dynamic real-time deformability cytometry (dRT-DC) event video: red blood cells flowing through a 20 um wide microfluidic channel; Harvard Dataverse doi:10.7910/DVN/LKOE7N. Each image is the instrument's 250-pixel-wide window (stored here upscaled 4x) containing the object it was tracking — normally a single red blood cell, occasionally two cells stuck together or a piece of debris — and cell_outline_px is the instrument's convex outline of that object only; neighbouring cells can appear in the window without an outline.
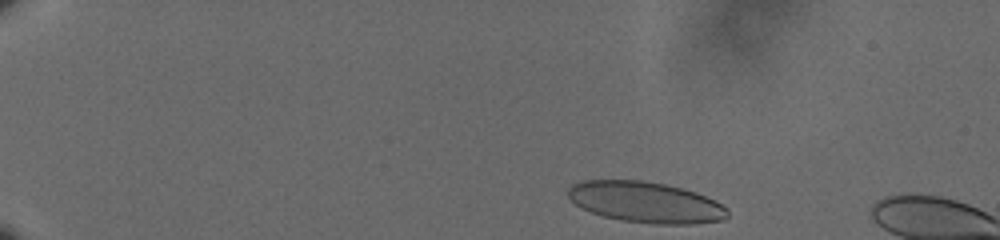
{"species": "human", "species_latin": "Homo sapiens", "temperature_condition": "cold", "stored_images_in_passage": 10, "camera_frame_rate_fps": 3000, "um_per_image_px": 0.085, "donor": {"sex": "male"}, "frame": {"image": 1, "passage_image": 2, "time_ms": 0.333, "image_size_px": [1000, 240], "cell_outline_px": [[728, 216], [724, 220], [692, 224], [652, 224], [620, 220], [604, 216], [592, 212], [576, 204], [568, 196], [568, 188], [572, 184], [584, 180], [640, 180], [664, 184], [696, 192], [716, 200], [728, 208]], "centroid_in_image_um": [54.92, 17.19], "position_along_channel_um": 30.1, "area_um2": 38.03}}